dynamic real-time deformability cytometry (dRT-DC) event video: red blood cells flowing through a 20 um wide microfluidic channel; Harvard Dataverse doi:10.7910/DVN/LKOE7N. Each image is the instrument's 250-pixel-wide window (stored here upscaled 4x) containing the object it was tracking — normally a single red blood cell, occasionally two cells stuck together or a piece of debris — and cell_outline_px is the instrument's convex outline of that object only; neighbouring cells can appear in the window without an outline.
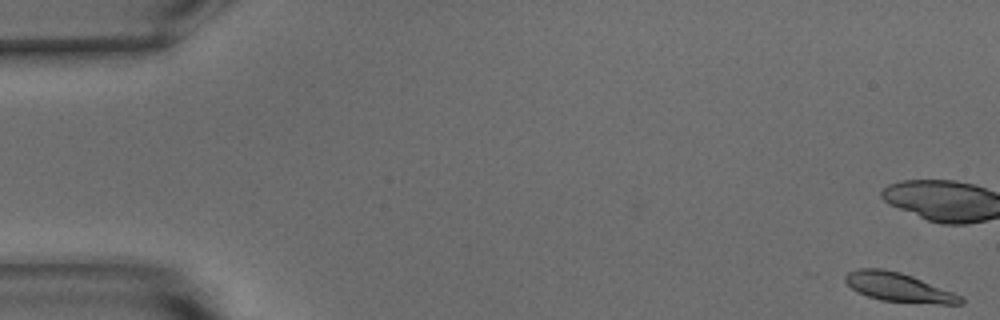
{"species": "common noctule bat (a hibernating species)", "species_latin": "Nyctalus noctula", "temperature_condition": "warm", "stored_images_in_passage": 16, "camera_frame_rate_fps": 3000, "um_per_image_px": 0.085, "animal": {"sex": "male", "body_mass_g": 15.6}, "frame": {"image": 1, "passage_image": 1, "time_ms": 0.0, "image_size_px": [1000, 320], "cell_outline_px": [[964, 304], [940, 304], [880, 300], [856, 292], [844, 280], [844, 276], [848, 272], [860, 268], [884, 268], [900, 272], [912, 276], [952, 292], [960, 296], [964, 300]], "centroid_in_image_um": [76.35, 24.41], "position_along_channel_um": 8.7, "area_um2": 19.31}}